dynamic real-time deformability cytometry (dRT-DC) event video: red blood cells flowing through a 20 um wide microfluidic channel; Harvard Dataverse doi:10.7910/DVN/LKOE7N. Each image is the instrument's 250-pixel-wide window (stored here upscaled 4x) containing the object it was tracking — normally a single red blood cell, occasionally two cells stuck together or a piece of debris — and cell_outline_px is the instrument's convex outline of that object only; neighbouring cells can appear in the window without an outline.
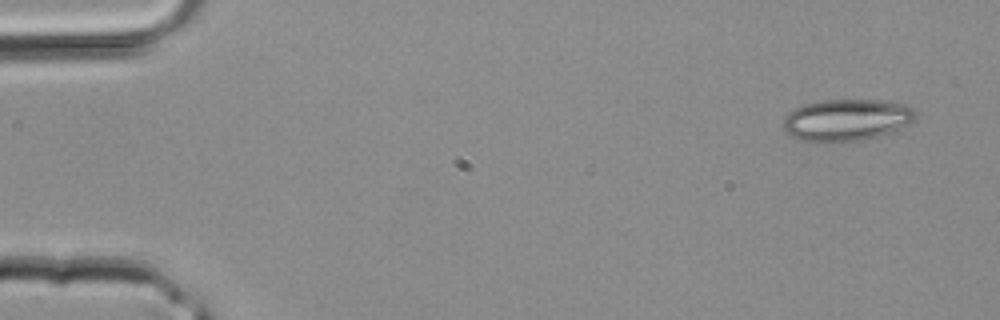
{"species": "common noctule bat (a hibernating species)", "species_latin": "Nyctalus noctula", "temperature_condition": "room temperature", "stored_images_in_passage": 3, "camera_frame_rate_fps": 3000, "um_per_image_px": 0.085, "animal": {"sex": "male", "body_mass_g": 20.4}, "frame": {"image": 1, "passage_image": 1, "time_ms": 0.0, "image_size_px": [1000, 320], "cell_outline_px": [[916, 120], [888, 132], [876, 136], [860, 140], [832, 144], [800, 140], [792, 136], [784, 128], [784, 116], [788, 112], [804, 104], [824, 100], [876, 100], [904, 104], [912, 108], [916, 112]], "centroid_in_image_um": [71.92, 10.21], "position_along_channel_um": 13.1, "area_um2": 32.19}}